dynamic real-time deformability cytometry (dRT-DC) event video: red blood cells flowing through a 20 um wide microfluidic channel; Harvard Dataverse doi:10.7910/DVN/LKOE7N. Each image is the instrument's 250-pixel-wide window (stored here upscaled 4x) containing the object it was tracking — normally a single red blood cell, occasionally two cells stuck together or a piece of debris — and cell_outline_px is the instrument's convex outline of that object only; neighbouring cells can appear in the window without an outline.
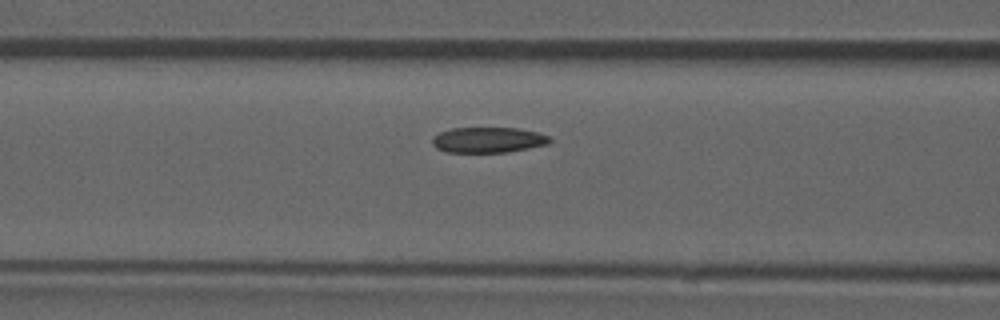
{"species": "common noctule bat (a hibernating species)", "species_latin": "Nyctalus noctula", "temperature_condition": "room temperature", "stored_images_in_passage": 5, "camera_frame_rate_fps": 3000, "um_per_image_px": 0.085, "animal": {"sex": "male", "forearm_length_mm": 52.5}, "frame": {"image": 1, "passage_image": 5, "time_ms": 1.333, "image_size_px": [1000, 320], "cell_outline_px": [[552, 140], [548, 144], [508, 152], [444, 152], [436, 148], [432, 144], [432, 136], [440, 132], [452, 128], [516, 128], [536, 132], [548, 136]], "centroid_in_image_um": [41.45, 11.9], "position_along_channel_um": 125.1, "area_um2": 17.46}}